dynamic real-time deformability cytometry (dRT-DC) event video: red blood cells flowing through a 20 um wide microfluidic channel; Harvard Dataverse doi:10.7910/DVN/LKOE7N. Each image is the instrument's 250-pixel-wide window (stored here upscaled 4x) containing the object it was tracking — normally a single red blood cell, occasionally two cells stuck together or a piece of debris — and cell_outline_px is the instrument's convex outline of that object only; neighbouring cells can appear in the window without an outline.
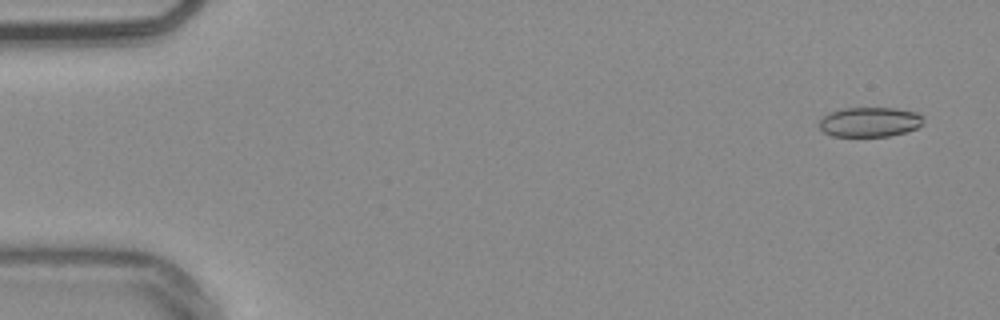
{"species": "common noctule bat (a hibernating species)", "species_latin": "Nyctalus noctula", "temperature_condition": "warm", "stored_images_in_passage": 54, "camera_frame_rate_fps": 3000, "um_per_image_px": 0.085, "animal": {"sex": "male", "body_mass_g": 20.4}, "frame": {"image": 1, "passage_image": 3, "time_ms": 0.667, "image_size_px": [1000, 320], "cell_outline_px": [[924, 124], [916, 128], [904, 132], [888, 136], [832, 136], [824, 132], [816, 124], [828, 112], [844, 108], [896, 108], [916, 112], [924, 116]], "centroid_in_image_um": [73.92, 10.36], "position_along_channel_um": 11.1, "area_um2": 18.21}}
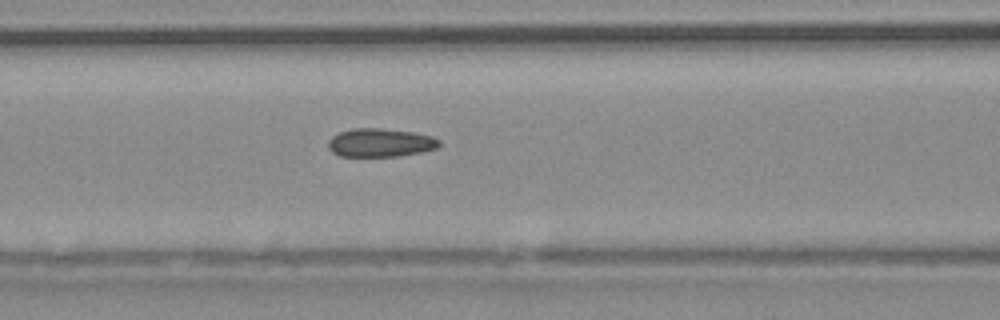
{"frame": {"image": 2, "passage_image": 23, "time_ms": 7.333, "image_size_px": [1000, 320], "cell_outline_px": [[440, 144], [436, 148], [420, 152], [400, 156], [340, 156], [332, 152], [328, 148], [328, 140], [332, 136], [340, 132], [352, 128], [380, 128], [412, 132], [432, 136], [440, 140]], "centroid_in_image_um": [32.3, 12.12], "position_along_channel_um": 134.3, "area_um2": 18.38}}
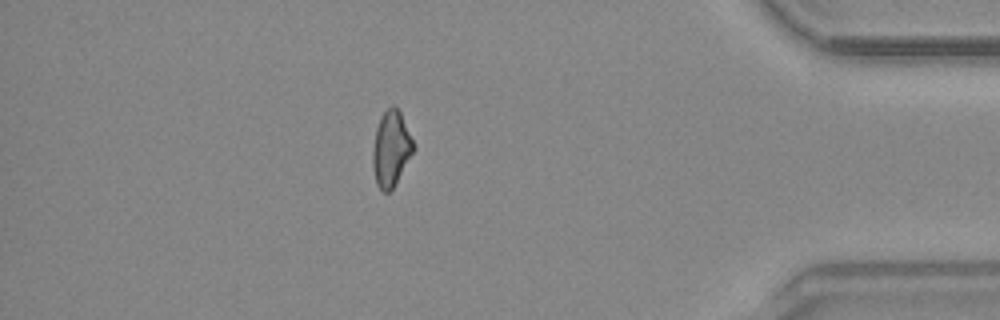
{"frame": {"image": 3, "passage_image": 47, "time_ms": 15.333, "image_size_px": [1000, 320], "cell_outline_px": [[416, 148], [392, 188], [388, 192], [384, 192], [376, 184], [372, 164], [372, 152], [376, 128], [380, 116], [392, 104], [400, 112]], "centroid_in_image_um": [33.23, 12.63], "position_along_channel_um": 402.0, "area_um2": 17.69}, "authors_computed_cell_mechanics": {"area_um2": 18.3804, "velocity_mm_per_s": 3.8246, "shape_relaxation_time_tau1_ms": null, "shape_relaxation_time_tau2_ms": 2.4051, "deformation_change_tau1": null, "deformation_change_tau2": 0.0832}}